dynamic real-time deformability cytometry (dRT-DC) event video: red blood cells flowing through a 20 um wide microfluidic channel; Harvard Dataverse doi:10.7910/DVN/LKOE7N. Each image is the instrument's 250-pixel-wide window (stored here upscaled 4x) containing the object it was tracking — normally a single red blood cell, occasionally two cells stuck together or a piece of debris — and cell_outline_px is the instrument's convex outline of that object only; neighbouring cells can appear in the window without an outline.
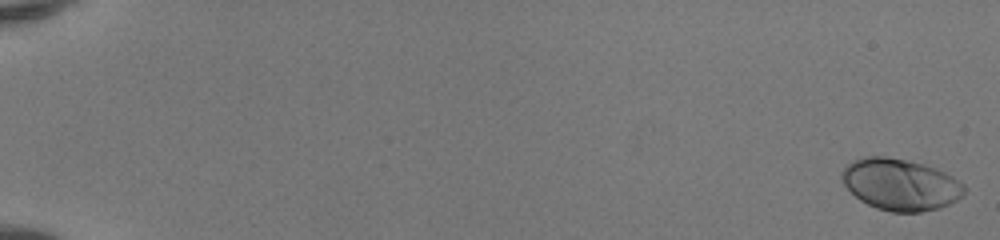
{"species": "human", "species_latin": "Homo sapiens", "temperature_condition": "room temperature", "stored_images_in_passage": 52, "camera_frame_rate_fps": 3000, "um_per_image_px": 0.085, "donor": {"sex": "female"}, "frame": {"image": 1, "passage_image": 1, "time_ms": 0.0, "image_size_px": [1000, 240], "cell_outline_px": [[968, 188], [964, 196], [940, 208], [920, 212], [892, 212], [876, 208], [860, 200], [844, 184], [840, 176], [840, 172], [852, 160], [864, 156], [888, 156], [924, 164], [936, 168], [952, 176], [964, 184]], "centroid_in_image_um": [76.55, 15.67], "position_along_channel_um": 8.4, "area_um2": 37.05}}
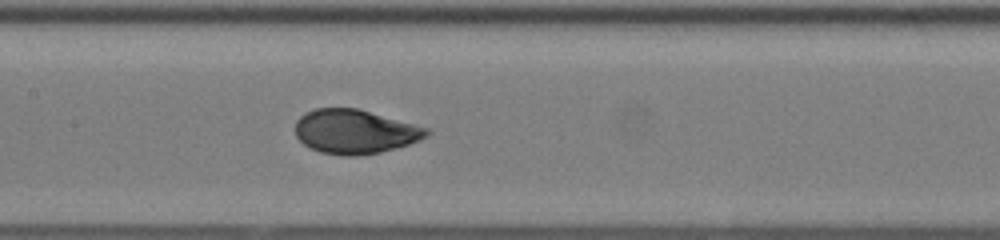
{"frame": {"image": 2, "passage_image": 28, "time_ms": 9.0, "image_size_px": [1000, 240], "cell_outline_px": [[432, 132], [428, 136], [420, 140], [396, 148], [380, 152], [360, 156], [344, 156], [320, 152], [304, 144], [296, 136], [296, 120], [304, 112], [316, 108], [356, 108], [428, 128]], "centroid_in_image_um": [30.16, 11.19], "position_along_channel_um": 177.2, "area_um2": 33.76}}
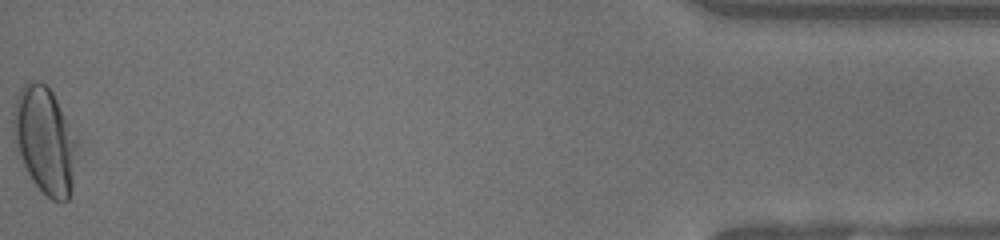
{"frame": {"image": 3, "passage_image": 52, "time_ms": 17.0, "image_size_px": [1000, 240], "cell_outline_px": [[80, 140], [72, 188], [68, 200], [52, 200], [32, 180], [24, 164], [16, 144], [12, 128], [12, 112], [16, 96], [20, 88], [28, 80], [36, 80], [44, 84], [52, 92]], "centroid_in_image_um": [3.85, 11.88], "position_along_channel_um": 431.4, "area_um2": 40.0}, "authors_computed_cell_mechanics": {"area_um2": 34.5933, "velocity_mm_per_s": 4.1605, "shape_relaxation_time_tau1_ms": 3.5207, "shape_relaxation_time_tau2_ms": null, "deformation_change_tau1": 0.172, "deformation_change_tau2": null}}